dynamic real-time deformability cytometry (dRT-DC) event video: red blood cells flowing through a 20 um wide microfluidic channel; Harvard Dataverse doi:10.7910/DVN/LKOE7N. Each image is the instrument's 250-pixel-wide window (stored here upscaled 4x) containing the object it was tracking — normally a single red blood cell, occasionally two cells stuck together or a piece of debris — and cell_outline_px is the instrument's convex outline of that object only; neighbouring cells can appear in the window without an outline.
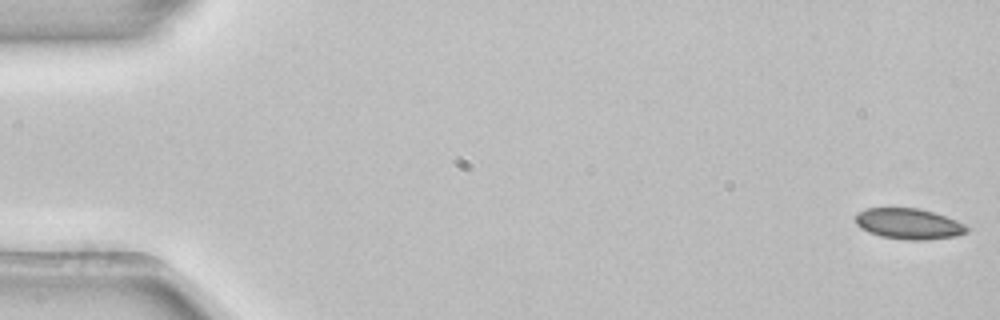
{"species": "common noctule bat (a hibernating species)", "species_latin": "Nyctalus noctula", "temperature_condition": "room temperature", "stored_images_in_passage": 4, "camera_frame_rate_fps": 3000, "um_per_image_px": 0.085, "animal": {"sex": "female", "body_mass_g": 22.7, "forearm_length_mm": 54.2}, "frame": {"image": 1, "passage_image": 1, "time_ms": 0.0, "image_size_px": [1000, 320], "cell_outline_px": [[968, 232], [956, 236], [924, 240], [904, 240], [880, 236], [868, 232], [860, 228], [856, 224], [856, 216], [860, 212], [868, 208], [920, 208], [956, 220], [964, 224], [968, 228]], "centroid_in_image_um": [77.24, 19.03], "position_along_channel_um": 7.8, "area_um2": 19.88}}
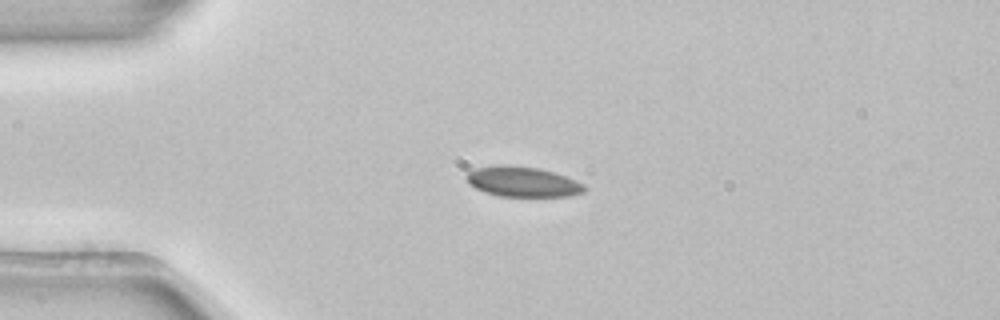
{"frame": {"image": 2, "passage_image": 3, "time_ms": 0.667, "image_size_px": [1000, 320], "cell_outline_px": [[588, 188], [584, 192], [568, 196], [500, 196], [484, 192], [468, 184], [464, 176], [468, 172], [476, 168], [500, 164], [504, 164], [536, 168], [552, 172], [576, 180], [584, 184]], "centroid_in_image_um": [44.39, 15.45], "position_along_channel_um": 40.6, "area_um2": 20.75}}
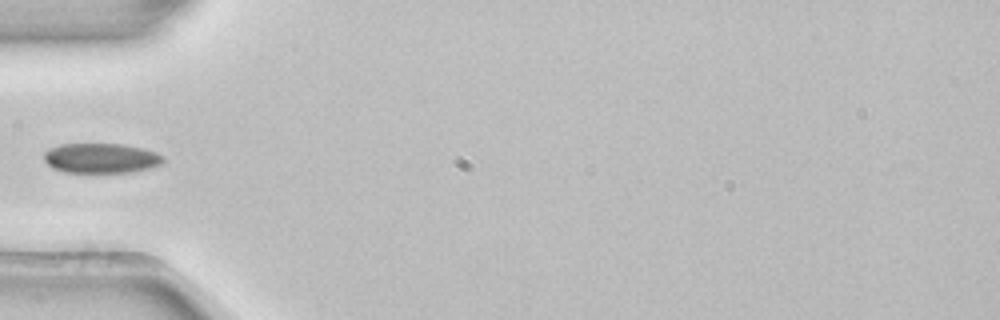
{"frame": {"image": 3, "passage_image": 4, "time_ms": 1.0, "image_size_px": [1000, 320], "cell_outline_px": [[164, 160], [160, 164], [152, 168], [128, 172], [64, 172], [52, 168], [44, 160], [44, 152], [48, 148], [60, 144], [120, 144], [144, 148], [156, 152], [164, 156]], "centroid_in_image_um": [8.58, 13.44], "position_along_channel_um": 76.4, "area_um2": 20.87}}